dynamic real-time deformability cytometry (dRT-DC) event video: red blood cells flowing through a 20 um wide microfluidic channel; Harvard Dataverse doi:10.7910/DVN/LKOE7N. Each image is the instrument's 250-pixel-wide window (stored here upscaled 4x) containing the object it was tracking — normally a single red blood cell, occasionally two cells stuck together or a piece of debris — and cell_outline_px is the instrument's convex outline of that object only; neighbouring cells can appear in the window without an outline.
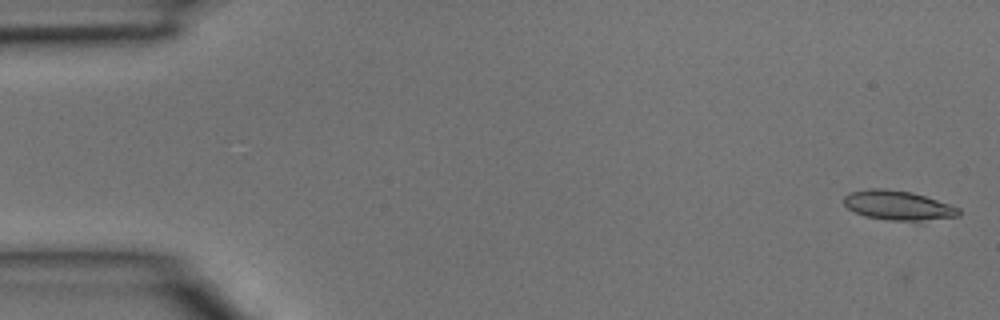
{"species": "common noctule bat (a hibernating species)", "species_latin": "Nyctalus noctula", "temperature_condition": "room temperature", "stored_images_in_passage": 4, "camera_frame_rate_fps": 3000, "um_per_image_px": 0.085, "animal": {"sex": "male", "body_mass_g": 15.6}, "frame": {"image": 1, "passage_image": 1, "time_ms": 0.0, "image_size_px": [1000, 320], "cell_outline_px": [[960, 216], [920, 220], [888, 220], [864, 216], [848, 208], [844, 204], [844, 196], [848, 192], [868, 188], [884, 188], [912, 192], [960, 208]], "centroid_in_image_um": [76.28, 17.44], "position_along_channel_um": 8.7, "area_um2": 19.54}}